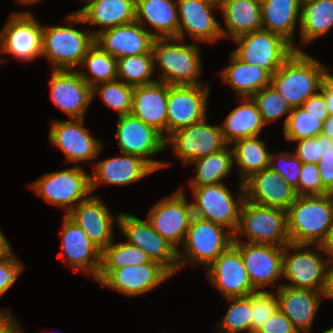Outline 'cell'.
Masks as SVG:
<instances>
[{
	"instance_id": "obj_51",
	"label": "cell",
	"mask_w": 333,
	"mask_h": 333,
	"mask_svg": "<svg viewBox=\"0 0 333 333\" xmlns=\"http://www.w3.org/2000/svg\"><path fill=\"white\" fill-rule=\"evenodd\" d=\"M257 333H298L291 321L277 309Z\"/></svg>"
},
{
	"instance_id": "obj_33",
	"label": "cell",
	"mask_w": 333,
	"mask_h": 333,
	"mask_svg": "<svg viewBox=\"0 0 333 333\" xmlns=\"http://www.w3.org/2000/svg\"><path fill=\"white\" fill-rule=\"evenodd\" d=\"M219 8L226 28L223 38L236 37L262 29L261 2L257 0H220Z\"/></svg>"
},
{
	"instance_id": "obj_20",
	"label": "cell",
	"mask_w": 333,
	"mask_h": 333,
	"mask_svg": "<svg viewBox=\"0 0 333 333\" xmlns=\"http://www.w3.org/2000/svg\"><path fill=\"white\" fill-rule=\"evenodd\" d=\"M178 8V36L186 39L187 33L196 43H215L223 38L221 23L215 19L214 10H220L219 2L207 0H176Z\"/></svg>"
},
{
	"instance_id": "obj_1",
	"label": "cell",
	"mask_w": 333,
	"mask_h": 333,
	"mask_svg": "<svg viewBox=\"0 0 333 333\" xmlns=\"http://www.w3.org/2000/svg\"><path fill=\"white\" fill-rule=\"evenodd\" d=\"M199 44H186L179 38L154 39L151 52L154 69H161L158 81L168 85L208 84L198 80L203 68Z\"/></svg>"
},
{
	"instance_id": "obj_29",
	"label": "cell",
	"mask_w": 333,
	"mask_h": 333,
	"mask_svg": "<svg viewBox=\"0 0 333 333\" xmlns=\"http://www.w3.org/2000/svg\"><path fill=\"white\" fill-rule=\"evenodd\" d=\"M276 290L278 309L291 321L298 333H310L323 299L321 292L285 285Z\"/></svg>"
},
{
	"instance_id": "obj_63",
	"label": "cell",
	"mask_w": 333,
	"mask_h": 333,
	"mask_svg": "<svg viewBox=\"0 0 333 333\" xmlns=\"http://www.w3.org/2000/svg\"><path fill=\"white\" fill-rule=\"evenodd\" d=\"M17 333H24L22 327L17 331Z\"/></svg>"
},
{
	"instance_id": "obj_55",
	"label": "cell",
	"mask_w": 333,
	"mask_h": 333,
	"mask_svg": "<svg viewBox=\"0 0 333 333\" xmlns=\"http://www.w3.org/2000/svg\"><path fill=\"white\" fill-rule=\"evenodd\" d=\"M20 328L9 309H0V333H16Z\"/></svg>"
},
{
	"instance_id": "obj_56",
	"label": "cell",
	"mask_w": 333,
	"mask_h": 333,
	"mask_svg": "<svg viewBox=\"0 0 333 333\" xmlns=\"http://www.w3.org/2000/svg\"><path fill=\"white\" fill-rule=\"evenodd\" d=\"M321 295L322 298L333 299V261L328 264Z\"/></svg>"
},
{
	"instance_id": "obj_7",
	"label": "cell",
	"mask_w": 333,
	"mask_h": 333,
	"mask_svg": "<svg viewBox=\"0 0 333 333\" xmlns=\"http://www.w3.org/2000/svg\"><path fill=\"white\" fill-rule=\"evenodd\" d=\"M289 243L283 247V279L287 287L321 292L329 259L320 245ZM323 254V255H322Z\"/></svg>"
},
{
	"instance_id": "obj_21",
	"label": "cell",
	"mask_w": 333,
	"mask_h": 333,
	"mask_svg": "<svg viewBox=\"0 0 333 333\" xmlns=\"http://www.w3.org/2000/svg\"><path fill=\"white\" fill-rule=\"evenodd\" d=\"M50 98L68 119L85 118L92 101V88L80 76L78 70H53L50 81Z\"/></svg>"
},
{
	"instance_id": "obj_46",
	"label": "cell",
	"mask_w": 333,
	"mask_h": 333,
	"mask_svg": "<svg viewBox=\"0 0 333 333\" xmlns=\"http://www.w3.org/2000/svg\"><path fill=\"white\" fill-rule=\"evenodd\" d=\"M278 309L275 291L256 290L251 293V331L257 332L260 327Z\"/></svg>"
},
{
	"instance_id": "obj_32",
	"label": "cell",
	"mask_w": 333,
	"mask_h": 333,
	"mask_svg": "<svg viewBox=\"0 0 333 333\" xmlns=\"http://www.w3.org/2000/svg\"><path fill=\"white\" fill-rule=\"evenodd\" d=\"M300 12V0H264L261 2L262 29L280 35L295 51H302V48L294 44L296 24H300Z\"/></svg>"
},
{
	"instance_id": "obj_18",
	"label": "cell",
	"mask_w": 333,
	"mask_h": 333,
	"mask_svg": "<svg viewBox=\"0 0 333 333\" xmlns=\"http://www.w3.org/2000/svg\"><path fill=\"white\" fill-rule=\"evenodd\" d=\"M206 121L207 117L174 132L166 139V146H172L174 155L182 160L183 165H189L227 145L221 127L210 125Z\"/></svg>"
},
{
	"instance_id": "obj_35",
	"label": "cell",
	"mask_w": 333,
	"mask_h": 333,
	"mask_svg": "<svg viewBox=\"0 0 333 333\" xmlns=\"http://www.w3.org/2000/svg\"><path fill=\"white\" fill-rule=\"evenodd\" d=\"M240 99L242 103L230 111L220 125L223 138L228 145L240 138L259 136L263 127L266 126L252 98Z\"/></svg>"
},
{
	"instance_id": "obj_30",
	"label": "cell",
	"mask_w": 333,
	"mask_h": 333,
	"mask_svg": "<svg viewBox=\"0 0 333 333\" xmlns=\"http://www.w3.org/2000/svg\"><path fill=\"white\" fill-rule=\"evenodd\" d=\"M168 84L156 81L134 87L131 114L159 131L166 139Z\"/></svg>"
},
{
	"instance_id": "obj_44",
	"label": "cell",
	"mask_w": 333,
	"mask_h": 333,
	"mask_svg": "<svg viewBox=\"0 0 333 333\" xmlns=\"http://www.w3.org/2000/svg\"><path fill=\"white\" fill-rule=\"evenodd\" d=\"M326 118L310 115L302 107L292 108L288 120L283 126L285 140L294 142L318 136L322 132V124Z\"/></svg>"
},
{
	"instance_id": "obj_37",
	"label": "cell",
	"mask_w": 333,
	"mask_h": 333,
	"mask_svg": "<svg viewBox=\"0 0 333 333\" xmlns=\"http://www.w3.org/2000/svg\"><path fill=\"white\" fill-rule=\"evenodd\" d=\"M259 138V136L240 138L230 144L233 152V163L239 169L241 183L252 174L269 168L271 153L267 149L266 142Z\"/></svg>"
},
{
	"instance_id": "obj_48",
	"label": "cell",
	"mask_w": 333,
	"mask_h": 333,
	"mask_svg": "<svg viewBox=\"0 0 333 333\" xmlns=\"http://www.w3.org/2000/svg\"><path fill=\"white\" fill-rule=\"evenodd\" d=\"M302 162L292 152H280L277 156L275 153L270 154L269 168L279 173L284 180L295 190L298 196L299 175L301 172Z\"/></svg>"
},
{
	"instance_id": "obj_4",
	"label": "cell",
	"mask_w": 333,
	"mask_h": 333,
	"mask_svg": "<svg viewBox=\"0 0 333 333\" xmlns=\"http://www.w3.org/2000/svg\"><path fill=\"white\" fill-rule=\"evenodd\" d=\"M242 234L246 241L240 238ZM233 241L285 247L290 243L287 211L244 200Z\"/></svg>"
},
{
	"instance_id": "obj_22",
	"label": "cell",
	"mask_w": 333,
	"mask_h": 333,
	"mask_svg": "<svg viewBox=\"0 0 333 333\" xmlns=\"http://www.w3.org/2000/svg\"><path fill=\"white\" fill-rule=\"evenodd\" d=\"M206 274L224 298L248 296L256 291L245 268L240 251L231 244L207 268Z\"/></svg>"
},
{
	"instance_id": "obj_59",
	"label": "cell",
	"mask_w": 333,
	"mask_h": 333,
	"mask_svg": "<svg viewBox=\"0 0 333 333\" xmlns=\"http://www.w3.org/2000/svg\"><path fill=\"white\" fill-rule=\"evenodd\" d=\"M12 248L11 244L0 229V257L5 255Z\"/></svg>"
},
{
	"instance_id": "obj_13",
	"label": "cell",
	"mask_w": 333,
	"mask_h": 333,
	"mask_svg": "<svg viewBox=\"0 0 333 333\" xmlns=\"http://www.w3.org/2000/svg\"><path fill=\"white\" fill-rule=\"evenodd\" d=\"M117 225L125 241L141 248L150 260L160 263L172 275L179 271L178 250L156 232L147 219L120 213Z\"/></svg>"
},
{
	"instance_id": "obj_62",
	"label": "cell",
	"mask_w": 333,
	"mask_h": 333,
	"mask_svg": "<svg viewBox=\"0 0 333 333\" xmlns=\"http://www.w3.org/2000/svg\"><path fill=\"white\" fill-rule=\"evenodd\" d=\"M311 1H314V0H300V2H311Z\"/></svg>"
},
{
	"instance_id": "obj_54",
	"label": "cell",
	"mask_w": 333,
	"mask_h": 333,
	"mask_svg": "<svg viewBox=\"0 0 333 333\" xmlns=\"http://www.w3.org/2000/svg\"><path fill=\"white\" fill-rule=\"evenodd\" d=\"M328 71L323 75L320 91L324 94L329 115H333V74Z\"/></svg>"
},
{
	"instance_id": "obj_49",
	"label": "cell",
	"mask_w": 333,
	"mask_h": 333,
	"mask_svg": "<svg viewBox=\"0 0 333 333\" xmlns=\"http://www.w3.org/2000/svg\"><path fill=\"white\" fill-rule=\"evenodd\" d=\"M330 193L320 179L317 164L302 163L299 175L298 196L324 195Z\"/></svg>"
},
{
	"instance_id": "obj_16",
	"label": "cell",
	"mask_w": 333,
	"mask_h": 333,
	"mask_svg": "<svg viewBox=\"0 0 333 333\" xmlns=\"http://www.w3.org/2000/svg\"><path fill=\"white\" fill-rule=\"evenodd\" d=\"M184 188L161 199L149 211L146 219L152 228L177 250L182 245L193 216L192 204L185 195Z\"/></svg>"
},
{
	"instance_id": "obj_47",
	"label": "cell",
	"mask_w": 333,
	"mask_h": 333,
	"mask_svg": "<svg viewBox=\"0 0 333 333\" xmlns=\"http://www.w3.org/2000/svg\"><path fill=\"white\" fill-rule=\"evenodd\" d=\"M294 142H297V147L293 153L302 163L318 164L322 154L333 152V140L322 134Z\"/></svg>"
},
{
	"instance_id": "obj_40",
	"label": "cell",
	"mask_w": 333,
	"mask_h": 333,
	"mask_svg": "<svg viewBox=\"0 0 333 333\" xmlns=\"http://www.w3.org/2000/svg\"><path fill=\"white\" fill-rule=\"evenodd\" d=\"M117 79L125 84L137 87L158 81L152 79L155 72L152 52L131 55L117 59Z\"/></svg>"
},
{
	"instance_id": "obj_26",
	"label": "cell",
	"mask_w": 333,
	"mask_h": 333,
	"mask_svg": "<svg viewBox=\"0 0 333 333\" xmlns=\"http://www.w3.org/2000/svg\"><path fill=\"white\" fill-rule=\"evenodd\" d=\"M154 39L143 26L134 21L99 32L94 37V43L118 59L149 53Z\"/></svg>"
},
{
	"instance_id": "obj_6",
	"label": "cell",
	"mask_w": 333,
	"mask_h": 333,
	"mask_svg": "<svg viewBox=\"0 0 333 333\" xmlns=\"http://www.w3.org/2000/svg\"><path fill=\"white\" fill-rule=\"evenodd\" d=\"M30 187L47 203L65 209V215L92 194L90 174L80 165L47 173Z\"/></svg>"
},
{
	"instance_id": "obj_43",
	"label": "cell",
	"mask_w": 333,
	"mask_h": 333,
	"mask_svg": "<svg viewBox=\"0 0 333 333\" xmlns=\"http://www.w3.org/2000/svg\"><path fill=\"white\" fill-rule=\"evenodd\" d=\"M114 241L102 251L101 269H120L150 261V258L141 248L133 246L127 241L116 244Z\"/></svg>"
},
{
	"instance_id": "obj_34",
	"label": "cell",
	"mask_w": 333,
	"mask_h": 333,
	"mask_svg": "<svg viewBox=\"0 0 333 333\" xmlns=\"http://www.w3.org/2000/svg\"><path fill=\"white\" fill-rule=\"evenodd\" d=\"M229 56V65L222 69L220 77L240 98L251 97L270 85L271 75L265 69L241 61L232 52Z\"/></svg>"
},
{
	"instance_id": "obj_28",
	"label": "cell",
	"mask_w": 333,
	"mask_h": 333,
	"mask_svg": "<svg viewBox=\"0 0 333 333\" xmlns=\"http://www.w3.org/2000/svg\"><path fill=\"white\" fill-rule=\"evenodd\" d=\"M243 186L245 200L286 211L297 196L287 181L270 168L252 174L243 182Z\"/></svg>"
},
{
	"instance_id": "obj_12",
	"label": "cell",
	"mask_w": 333,
	"mask_h": 333,
	"mask_svg": "<svg viewBox=\"0 0 333 333\" xmlns=\"http://www.w3.org/2000/svg\"><path fill=\"white\" fill-rule=\"evenodd\" d=\"M0 31V54H10L23 62L42 57L43 25L30 11L12 12ZM5 58H0V64Z\"/></svg>"
},
{
	"instance_id": "obj_14",
	"label": "cell",
	"mask_w": 333,
	"mask_h": 333,
	"mask_svg": "<svg viewBox=\"0 0 333 333\" xmlns=\"http://www.w3.org/2000/svg\"><path fill=\"white\" fill-rule=\"evenodd\" d=\"M209 84L168 85L166 139L207 117Z\"/></svg>"
},
{
	"instance_id": "obj_8",
	"label": "cell",
	"mask_w": 333,
	"mask_h": 333,
	"mask_svg": "<svg viewBox=\"0 0 333 333\" xmlns=\"http://www.w3.org/2000/svg\"><path fill=\"white\" fill-rule=\"evenodd\" d=\"M239 188L236 200L225 182L190 188L194 198L191 202L193 215L221 225L234 234L245 200L243 183L240 182Z\"/></svg>"
},
{
	"instance_id": "obj_45",
	"label": "cell",
	"mask_w": 333,
	"mask_h": 333,
	"mask_svg": "<svg viewBox=\"0 0 333 333\" xmlns=\"http://www.w3.org/2000/svg\"><path fill=\"white\" fill-rule=\"evenodd\" d=\"M251 98L256 103L265 125L287 114L284 120L285 126L292 108L274 87L268 85L254 93Z\"/></svg>"
},
{
	"instance_id": "obj_17",
	"label": "cell",
	"mask_w": 333,
	"mask_h": 333,
	"mask_svg": "<svg viewBox=\"0 0 333 333\" xmlns=\"http://www.w3.org/2000/svg\"><path fill=\"white\" fill-rule=\"evenodd\" d=\"M48 138L65 154L66 162L76 164L95 160L104 147L84 127V118L52 121Z\"/></svg>"
},
{
	"instance_id": "obj_19",
	"label": "cell",
	"mask_w": 333,
	"mask_h": 333,
	"mask_svg": "<svg viewBox=\"0 0 333 333\" xmlns=\"http://www.w3.org/2000/svg\"><path fill=\"white\" fill-rule=\"evenodd\" d=\"M232 244L240 251L256 290H263L268 285L277 286L275 289H278L283 284L277 282L283 278V247L244 241H233Z\"/></svg>"
},
{
	"instance_id": "obj_10",
	"label": "cell",
	"mask_w": 333,
	"mask_h": 333,
	"mask_svg": "<svg viewBox=\"0 0 333 333\" xmlns=\"http://www.w3.org/2000/svg\"><path fill=\"white\" fill-rule=\"evenodd\" d=\"M232 41L238 47L231 52L238 59L265 69L271 76L295 51L283 37L265 29L243 34Z\"/></svg>"
},
{
	"instance_id": "obj_52",
	"label": "cell",
	"mask_w": 333,
	"mask_h": 333,
	"mask_svg": "<svg viewBox=\"0 0 333 333\" xmlns=\"http://www.w3.org/2000/svg\"><path fill=\"white\" fill-rule=\"evenodd\" d=\"M317 165L322 185L333 193V152L322 154Z\"/></svg>"
},
{
	"instance_id": "obj_39",
	"label": "cell",
	"mask_w": 333,
	"mask_h": 333,
	"mask_svg": "<svg viewBox=\"0 0 333 333\" xmlns=\"http://www.w3.org/2000/svg\"><path fill=\"white\" fill-rule=\"evenodd\" d=\"M80 66L86 67V71L81 68L77 70L91 88L117 79V59L104 52L96 43L87 50Z\"/></svg>"
},
{
	"instance_id": "obj_57",
	"label": "cell",
	"mask_w": 333,
	"mask_h": 333,
	"mask_svg": "<svg viewBox=\"0 0 333 333\" xmlns=\"http://www.w3.org/2000/svg\"><path fill=\"white\" fill-rule=\"evenodd\" d=\"M320 246L324 254L327 256V259L333 261V223Z\"/></svg>"
},
{
	"instance_id": "obj_60",
	"label": "cell",
	"mask_w": 333,
	"mask_h": 333,
	"mask_svg": "<svg viewBox=\"0 0 333 333\" xmlns=\"http://www.w3.org/2000/svg\"><path fill=\"white\" fill-rule=\"evenodd\" d=\"M19 4H28V5H32V4H34V3H37L38 1H40V0H16Z\"/></svg>"
},
{
	"instance_id": "obj_53",
	"label": "cell",
	"mask_w": 333,
	"mask_h": 333,
	"mask_svg": "<svg viewBox=\"0 0 333 333\" xmlns=\"http://www.w3.org/2000/svg\"><path fill=\"white\" fill-rule=\"evenodd\" d=\"M301 107L310 115L315 117H328L329 112L325 104L324 94L319 90L316 94L310 96Z\"/></svg>"
},
{
	"instance_id": "obj_23",
	"label": "cell",
	"mask_w": 333,
	"mask_h": 333,
	"mask_svg": "<svg viewBox=\"0 0 333 333\" xmlns=\"http://www.w3.org/2000/svg\"><path fill=\"white\" fill-rule=\"evenodd\" d=\"M98 195H90L79 202L66 216L80 226L88 238L103 251L114 240V224L120 213L112 216L106 203Z\"/></svg>"
},
{
	"instance_id": "obj_25",
	"label": "cell",
	"mask_w": 333,
	"mask_h": 333,
	"mask_svg": "<svg viewBox=\"0 0 333 333\" xmlns=\"http://www.w3.org/2000/svg\"><path fill=\"white\" fill-rule=\"evenodd\" d=\"M86 4L81 9L65 16L66 24L89 23L101 27L91 30L95 37L99 32L135 21L136 0H83Z\"/></svg>"
},
{
	"instance_id": "obj_31",
	"label": "cell",
	"mask_w": 333,
	"mask_h": 333,
	"mask_svg": "<svg viewBox=\"0 0 333 333\" xmlns=\"http://www.w3.org/2000/svg\"><path fill=\"white\" fill-rule=\"evenodd\" d=\"M135 21L143 27L146 26V30L149 28L147 31L155 39L177 38L179 27L177 1L136 0Z\"/></svg>"
},
{
	"instance_id": "obj_50",
	"label": "cell",
	"mask_w": 333,
	"mask_h": 333,
	"mask_svg": "<svg viewBox=\"0 0 333 333\" xmlns=\"http://www.w3.org/2000/svg\"><path fill=\"white\" fill-rule=\"evenodd\" d=\"M14 253L11 248L0 257V299L15 284L24 270L23 264L16 259Z\"/></svg>"
},
{
	"instance_id": "obj_38",
	"label": "cell",
	"mask_w": 333,
	"mask_h": 333,
	"mask_svg": "<svg viewBox=\"0 0 333 333\" xmlns=\"http://www.w3.org/2000/svg\"><path fill=\"white\" fill-rule=\"evenodd\" d=\"M189 164L195 166V176L190 180V187L218 184L228 177L234 167L233 152L230 145L223 149L201 157Z\"/></svg>"
},
{
	"instance_id": "obj_24",
	"label": "cell",
	"mask_w": 333,
	"mask_h": 333,
	"mask_svg": "<svg viewBox=\"0 0 333 333\" xmlns=\"http://www.w3.org/2000/svg\"><path fill=\"white\" fill-rule=\"evenodd\" d=\"M60 257L70 268L90 275L95 281L101 269L102 251L88 238L84 230L63 215Z\"/></svg>"
},
{
	"instance_id": "obj_61",
	"label": "cell",
	"mask_w": 333,
	"mask_h": 333,
	"mask_svg": "<svg viewBox=\"0 0 333 333\" xmlns=\"http://www.w3.org/2000/svg\"><path fill=\"white\" fill-rule=\"evenodd\" d=\"M321 333H333V327H331L328 330H325L324 332H321Z\"/></svg>"
},
{
	"instance_id": "obj_9",
	"label": "cell",
	"mask_w": 333,
	"mask_h": 333,
	"mask_svg": "<svg viewBox=\"0 0 333 333\" xmlns=\"http://www.w3.org/2000/svg\"><path fill=\"white\" fill-rule=\"evenodd\" d=\"M93 44L94 36L89 29L43 26L42 57L53 64V70L78 69Z\"/></svg>"
},
{
	"instance_id": "obj_27",
	"label": "cell",
	"mask_w": 333,
	"mask_h": 333,
	"mask_svg": "<svg viewBox=\"0 0 333 333\" xmlns=\"http://www.w3.org/2000/svg\"><path fill=\"white\" fill-rule=\"evenodd\" d=\"M90 174L91 192L100 184L125 186L156 172L145 160L135 155L121 153L119 157L93 162Z\"/></svg>"
},
{
	"instance_id": "obj_42",
	"label": "cell",
	"mask_w": 333,
	"mask_h": 333,
	"mask_svg": "<svg viewBox=\"0 0 333 333\" xmlns=\"http://www.w3.org/2000/svg\"><path fill=\"white\" fill-rule=\"evenodd\" d=\"M231 303L217 328L219 333L251 332V294L243 297L226 298Z\"/></svg>"
},
{
	"instance_id": "obj_15",
	"label": "cell",
	"mask_w": 333,
	"mask_h": 333,
	"mask_svg": "<svg viewBox=\"0 0 333 333\" xmlns=\"http://www.w3.org/2000/svg\"><path fill=\"white\" fill-rule=\"evenodd\" d=\"M172 274L160 263L150 260L144 264L120 269H100L97 283L133 297L152 291Z\"/></svg>"
},
{
	"instance_id": "obj_64",
	"label": "cell",
	"mask_w": 333,
	"mask_h": 333,
	"mask_svg": "<svg viewBox=\"0 0 333 333\" xmlns=\"http://www.w3.org/2000/svg\"><path fill=\"white\" fill-rule=\"evenodd\" d=\"M207 1H210V2H220V0H207Z\"/></svg>"
},
{
	"instance_id": "obj_41",
	"label": "cell",
	"mask_w": 333,
	"mask_h": 333,
	"mask_svg": "<svg viewBox=\"0 0 333 333\" xmlns=\"http://www.w3.org/2000/svg\"><path fill=\"white\" fill-rule=\"evenodd\" d=\"M133 89L119 79L101 83L92 87V100L98 94L107 107L117 111V117L124 116L131 113Z\"/></svg>"
},
{
	"instance_id": "obj_58",
	"label": "cell",
	"mask_w": 333,
	"mask_h": 333,
	"mask_svg": "<svg viewBox=\"0 0 333 333\" xmlns=\"http://www.w3.org/2000/svg\"><path fill=\"white\" fill-rule=\"evenodd\" d=\"M321 134L333 140V115H329L323 121Z\"/></svg>"
},
{
	"instance_id": "obj_5",
	"label": "cell",
	"mask_w": 333,
	"mask_h": 333,
	"mask_svg": "<svg viewBox=\"0 0 333 333\" xmlns=\"http://www.w3.org/2000/svg\"><path fill=\"white\" fill-rule=\"evenodd\" d=\"M232 243L233 234L228 229L193 215L180 247L183 249L178 250L179 270L187 263L207 268Z\"/></svg>"
},
{
	"instance_id": "obj_3",
	"label": "cell",
	"mask_w": 333,
	"mask_h": 333,
	"mask_svg": "<svg viewBox=\"0 0 333 333\" xmlns=\"http://www.w3.org/2000/svg\"><path fill=\"white\" fill-rule=\"evenodd\" d=\"M327 69L304 51H294L271 76L270 85L281 94L291 108L301 107L310 96L320 90Z\"/></svg>"
},
{
	"instance_id": "obj_2",
	"label": "cell",
	"mask_w": 333,
	"mask_h": 333,
	"mask_svg": "<svg viewBox=\"0 0 333 333\" xmlns=\"http://www.w3.org/2000/svg\"><path fill=\"white\" fill-rule=\"evenodd\" d=\"M333 223V193L296 196L287 210L291 243L320 245Z\"/></svg>"
},
{
	"instance_id": "obj_36",
	"label": "cell",
	"mask_w": 333,
	"mask_h": 333,
	"mask_svg": "<svg viewBox=\"0 0 333 333\" xmlns=\"http://www.w3.org/2000/svg\"><path fill=\"white\" fill-rule=\"evenodd\" d=\"M298 27L303 46L330 32L333 27V0L301 2Z\"/></svg>"
},
{
	"instance_id": "obj_11",
	"label": "cell",
	"mask_w": 333,
	"mask_h": 333,
	"mask_svg": "<svg viewBox=\"0 0 333 333\" xmlns=\"http://www.w3.org/2000/svg\"><path fill=\"white\" fill-rule=\"evenodd\" d=\"M116 124V138L120 153L142 158L156 172L171 165L170 162L151 158L167 148L166 139L155 128L131 113L119 116Z\"/></svg>"
}]
</instances>
